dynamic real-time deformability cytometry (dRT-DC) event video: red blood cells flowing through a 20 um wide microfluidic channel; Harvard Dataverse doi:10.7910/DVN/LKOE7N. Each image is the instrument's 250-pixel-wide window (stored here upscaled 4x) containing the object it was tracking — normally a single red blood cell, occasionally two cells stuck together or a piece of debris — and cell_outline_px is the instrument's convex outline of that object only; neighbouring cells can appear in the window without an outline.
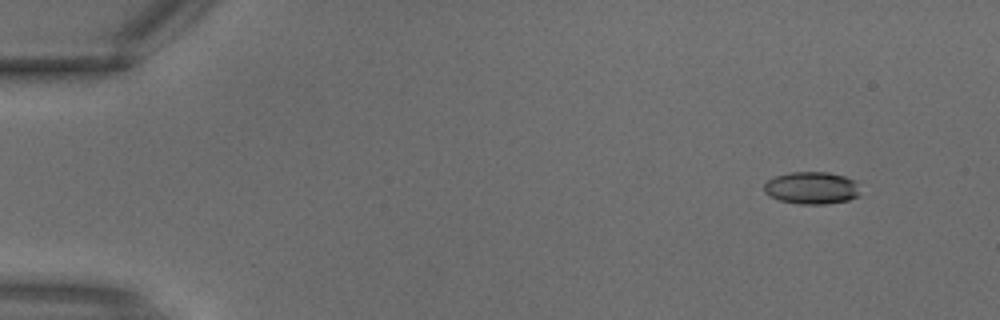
{"species": "common noctule bat (a hibernating species)", "species_latin": "Nyctalus noctula", "temperature_condition": "warm", "stored_images_in_passage": 2, "camera_frame_rate_fps": 3000, "um_per_image_px": 0.085, "animal": {"sex": "male", "body_mass_g": 18.8}, "frame": {"image": 1, "passage_image": 1, "time_ms": 0.0, "image_size_px": [1000, 320], "cell_outline_px": [[860, 196], [848, 200], [824, 204], [800, 204], [780, 200], [764, 192], [764, 184], [768, 180], [776, 176], [792, 172], [828, 172], [844, 176], [856, 180]], "centroid_in_image_um": [69.02, 15.97], "position_along_channel_um": 16.0, "area_um2": 18.03}}